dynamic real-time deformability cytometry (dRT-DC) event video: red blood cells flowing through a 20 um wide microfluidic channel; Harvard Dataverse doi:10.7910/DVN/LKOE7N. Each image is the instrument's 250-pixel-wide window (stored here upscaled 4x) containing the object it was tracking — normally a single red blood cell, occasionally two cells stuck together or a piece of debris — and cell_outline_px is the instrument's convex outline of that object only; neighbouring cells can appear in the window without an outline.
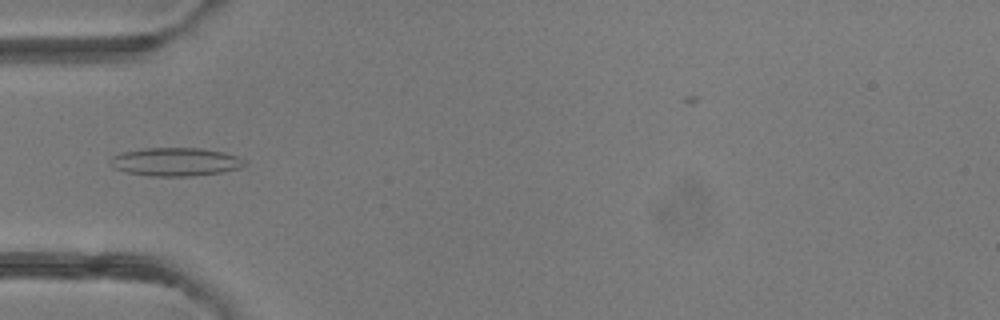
{"species": "common noctule bat (a hibernating species)", "species_latin": "Nyctalus noctula", "temperature_condition": "room temperature", "stored_images_in_passage": 5, "camera_frame_rate_fps": 3000, "um_per_image_px": 0.085, "animal": {"sex": "female"}, "frame": {"image": 1, "passage_image": 4, "time_ms": 3.333, "image_size_px": [1000, 320], "cell_outline_px": [[248, 164], [240, 168], [224, 172], [196, 176], [148, 176], [128, 172], [112, 168], [108, 164], [108, 160], [112, 156], [124, 152], [144, 148], [200, 148], [224, 152], [248, 160]], "centroid_in_image_um": [14.94, 13.76], "position_along_channel_um": 70.1, "area_um2": 22.54}}